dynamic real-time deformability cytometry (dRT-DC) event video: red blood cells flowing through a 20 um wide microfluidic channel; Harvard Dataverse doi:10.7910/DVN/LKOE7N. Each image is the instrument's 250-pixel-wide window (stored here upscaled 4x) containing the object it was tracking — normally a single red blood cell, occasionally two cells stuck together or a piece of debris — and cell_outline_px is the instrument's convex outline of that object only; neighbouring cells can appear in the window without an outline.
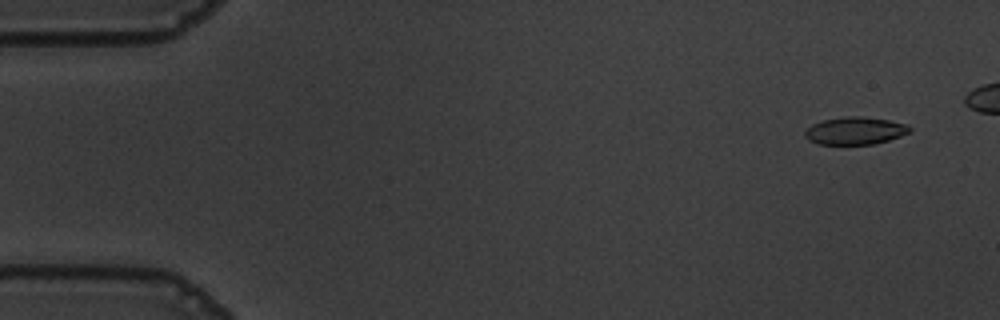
{"species": "common noctule bat (a hibernating species)", "species_latin": "Nyctalus noctula", "temperature_condition": "warm", "stored_images_in_passage": 50, "camera_frame_rate_fps": 3000, "um_per_image_px": 0.085, "animal": {"sex": "male", "body_mass_g": 19.5, "forearm_length_mm": 54.6}, "frame": {"image": 1, "passage_image": 4, "time_ms": 1.0, "image_size_px": [1000, 320], "cell_outline_px": [[912, 132], [888, 140], [872, 144], [816, 144], [808, 140], [804, 136], [804, 132], [812, 124], [824, 120], [848, 116], [860, 116], [888, 120], [908, 124], [912, 128]], "centroid_in_image_um": [72.7, 11.12], "position_along_channel_um": 12.3, "area_um2": 16.82}}
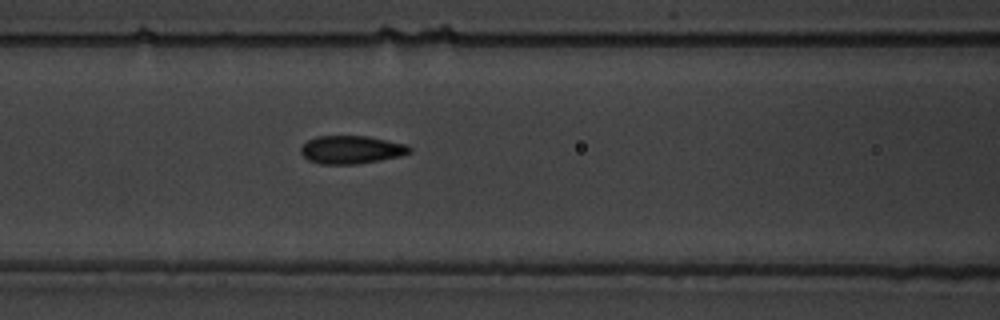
{"frame": {"image": 2, "passage_image": 24, "time_ms": 7.667, "image_size_px": [1000, 320], "cell_outline_px": [[412, 152], [400, 156], [380, 160], [356, 164], [320, 164], [308, 160], [300, 152], [300, 148], [308, 140], [316, 136], [368, 136], [404, 144], [412, 148]], "centroid_in_image_um": [29.85, 12.72], "position_along_channel_um": 136.8, "area_um2": 17.74}}
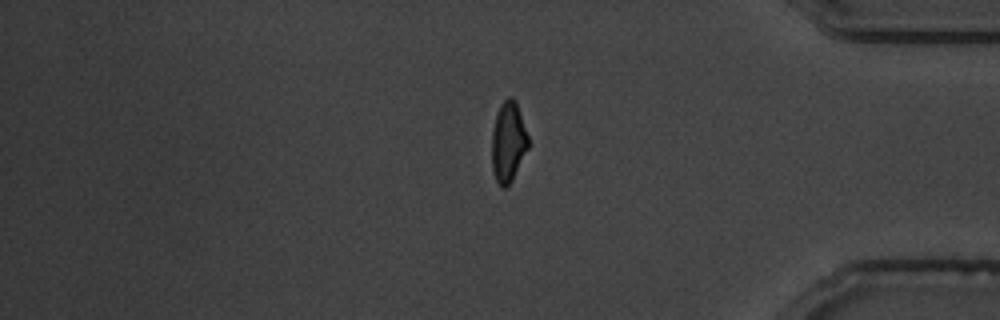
{"frame": {"image": 3, "passage_image": 47, "time_ms": 15.333, "image_size_px": [1000, 320], "cell_outline_px": [[528, 148], [512, 180], [504, 188], [496, 180], [492, 168], [492, 132], [496, 116], [500, 104], [508, 96], [512, 96], [516, 100], [528, 136]], "centroid_in_image_um": [43.2, 12.02], "position_along_channel_um": 392.0, "area_um2": 16.88}, "authors_computed_cell_mechanics": {"area_um2": 17.5134, "velocity_mm_per_s": 3.6437, "shape_relaxation_time_tau1_ms": 5.6027, "shape_relaxation_time_tau2_ms": 1.0943, "deformation_change_tau1": 0.1552, "deformation_change_tau2": 0.0773}}